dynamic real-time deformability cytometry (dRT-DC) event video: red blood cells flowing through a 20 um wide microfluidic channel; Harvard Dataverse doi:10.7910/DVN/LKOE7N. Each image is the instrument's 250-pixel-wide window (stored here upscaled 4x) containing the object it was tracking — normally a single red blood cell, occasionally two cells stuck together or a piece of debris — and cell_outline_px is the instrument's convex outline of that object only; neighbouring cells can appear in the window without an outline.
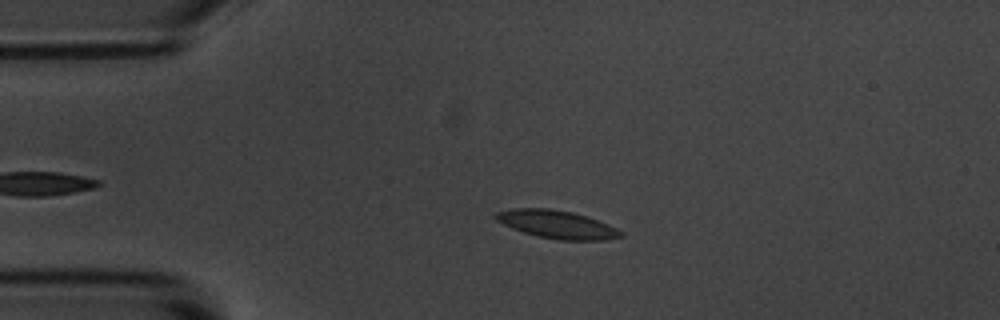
{"species": "common noctule bat (a hibernating species)", "species_latin": "Nyctalus noctula", "temperature_condition": "room temperature", "stored_images_in_passage": 3, "camera_frame_rate_fps": 3000, "um_per_image_px": 0.085, "animal": {"sex": "male", "body_mass_g": 20.1, "forearm_length_mm": 53.5}, "frame": {"image": 1, "passage_image": 2, "time_ms": 2.0, "image_size_px": [1000, 320], "cell_outline_px": [[624, 236], [604, 240], [560, 240], [536, 236], [512, 228], [496, 220], [492, 216], [496, 212], [512, 208], [548, 208], [572, 212], [608, 224], [624, 232]], "centroid_in_image_um": [47.32, 19.07], "position_along_channel_um": 37.7, "area_um2": 20.35}}